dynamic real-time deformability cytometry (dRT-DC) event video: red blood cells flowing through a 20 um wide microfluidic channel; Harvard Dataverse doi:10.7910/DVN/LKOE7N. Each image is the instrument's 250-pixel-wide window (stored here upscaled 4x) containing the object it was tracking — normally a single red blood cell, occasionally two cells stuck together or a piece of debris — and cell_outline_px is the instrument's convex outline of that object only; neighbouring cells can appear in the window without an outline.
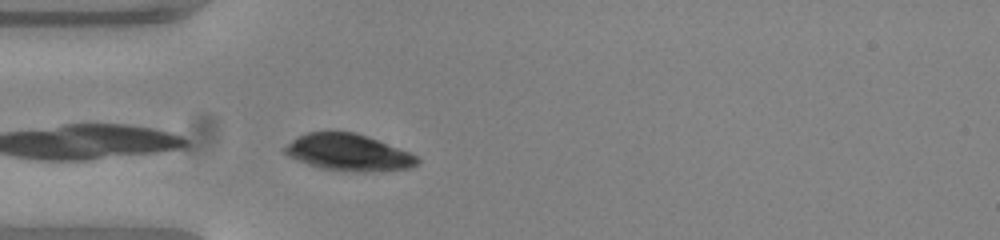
{"species": "common noctule bat (a hibernating species)", "species_latin": "Nyctalus noctula", "temperature_condition": "warm", "stored_images_in_passage": 35, "camera_frame_rate_fps": 3000, "um_per_image_px": 0.085, "animal": {"sex": "female", "body_mass_g": 23.0, "forearm_length_mm": 53.4}, "frame": {"image": 1, "passage_image": 1, "time_ms": 0.0, "image_size_px": [1000, 240], "cell_outline_px": [[420, 164], [412, 168], [364, 172], [360, 172], [320, 168], [308, 164], [288, 156], [284, 152], [284, 148], [296, 136], [308, 132], [356, 132], [368, 136], [412, 152], [420, 160]], "centroid_in_image_um": [29.67, 12.96], "position_along_channel_um": 55.3, "area_um2": 28.5}}
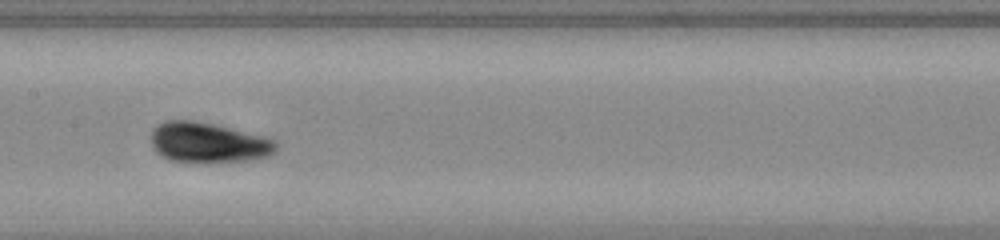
{"frame": {"image": 2, "passage_image": 12, "time_ms": 3.667, "image_size_px": [1000, 240], "cell_outline_px": [[276, 152], [268, 156], [248, 160], [168, 160], [160, 156], [152, 148], [152, 132], [164, 120], [192, 120], [212, 124], [264, 136], [276, 140]], "centroid_in_image_um": [17.7, 12.09], "position_along_channel_um": 189.7, "area_um2": 28.5}}
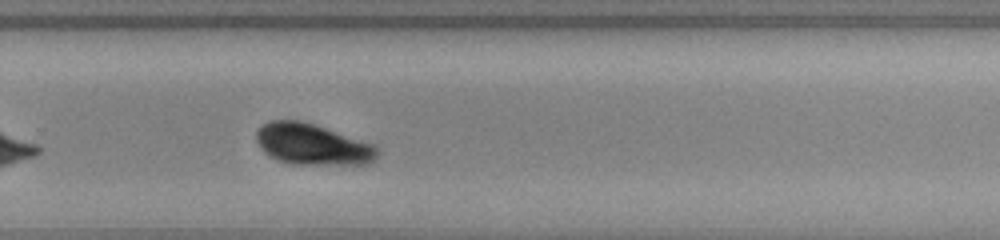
{"frame": {"image": 3, "passage_image": 21, "time_ms": 6.667, "image_size_px": [1000, 240], "cell_outline_px": [[380, 148], [376, 156], [368, 164], [292, 164], [276, 160], [264, 152], [260, 148], [256, 140], [256, 132], [268, 120], [300, 120], [376, 144]], "centroid_in_image_um": [26.55, 12.27], "position_along_channel_um": 303.2, "area_um2": 29.07}, "authors_computed_cell_mechanics": {"area_um2": 28.2642, "velocity_mm_per_s": 3.7954, "shape_relaxation_time_tau1_ms": 3.5368, "shape_relaxation_time_tau2_ms": null, "deformation_change_tau1": 0.0938, "deformation_change_tau2": null}}